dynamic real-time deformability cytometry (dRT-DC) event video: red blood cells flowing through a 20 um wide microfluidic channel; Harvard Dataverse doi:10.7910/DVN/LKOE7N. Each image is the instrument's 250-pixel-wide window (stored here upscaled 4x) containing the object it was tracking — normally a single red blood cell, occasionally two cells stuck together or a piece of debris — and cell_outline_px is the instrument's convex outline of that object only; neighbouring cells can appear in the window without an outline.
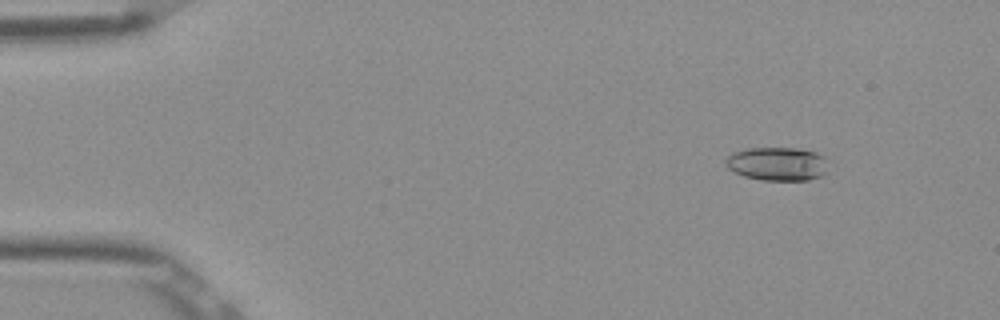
{"species": "Egyptian fruit bat (a non-hibernating species)", "species_latin": "Rousettus aegyptiacus", "temperature_condition": "room temperature", "stored_images_in_passage": 52, "camera_frame_rate_fps": 3000, "um_per_image_px": 0.085, "frame": {"image": 1, "passage_image": 6, "time_ms": 1.667, "image_size_px": [1000, 320], "cell_outline_px": [[828, 172], [820, 176], [808, 180], [760, 180], [744, 176], [728, 168], [724, 164], [724, 160], [728, 156], [736, 152], [748, 148], [796, 148], [816, 152], [824, 156]], "centroid_in_image_um": [66.08, 13.93], "position_along_channel_um": 18.9, "area_um2": 20.06}}
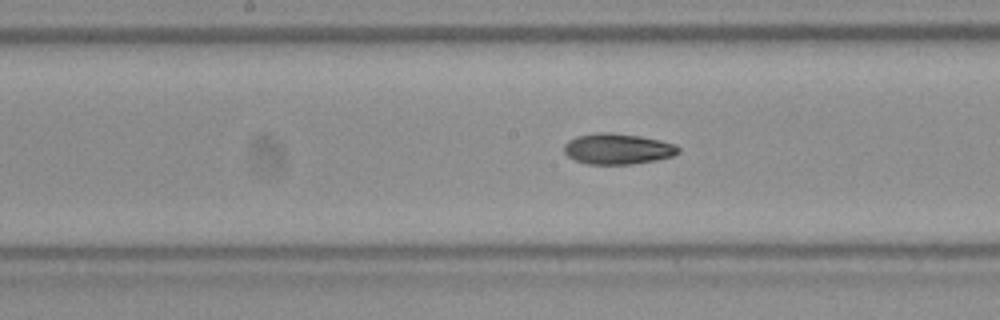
{"frame": {"image": 2, "passage_image": 27, "time_ms": 8.667, "image_size_px": [1000, 320], "cell_outline_px": [[680, 152], [672, 156], [656, 160], [632, 164], [588, 164], [576, 160], [568, 156], [564, 152], [564, 144], [568, 140], [576, 136], [596, 132], [608, 132], [640, 136], [660, 140], [676, 144], [680, 148]], "centroid_in_image_um": [52.5, 12.64], "position_along_channel_um": 195.7, "area_um2": 20.58}}
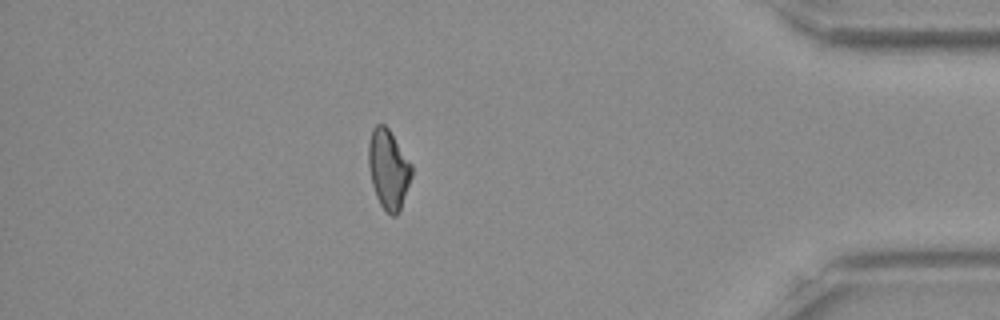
{"frame": {"image": 3, "passage_image": 46, "time_ms": 15.0, "image_size_px": [1000, 320], "cell_outline_px": [[412, 176], [400, 212], [396, 216], [392, 216], [380, 204], [376, 196], [372, 184], [368, 164], [368, 144], [372, 128], [376, 124], [384, 124], [388, 128], [412, 164]], "centroid_in_image_um": [33.02, 14.38], "position_along_channel_um": 402.2, "area_um2": 20.06}, "authors_computed_cell_mechanics": {"area_um2": 20.0566, "velocity_mm_per_s": 3.8976, "shape_relaxation_time_tau1_ms": null, "shape_relaxation_time_tau2_ms": 6.172, "deformation_change_tau1": null, "deformation_change_tau2": 0.1298}}